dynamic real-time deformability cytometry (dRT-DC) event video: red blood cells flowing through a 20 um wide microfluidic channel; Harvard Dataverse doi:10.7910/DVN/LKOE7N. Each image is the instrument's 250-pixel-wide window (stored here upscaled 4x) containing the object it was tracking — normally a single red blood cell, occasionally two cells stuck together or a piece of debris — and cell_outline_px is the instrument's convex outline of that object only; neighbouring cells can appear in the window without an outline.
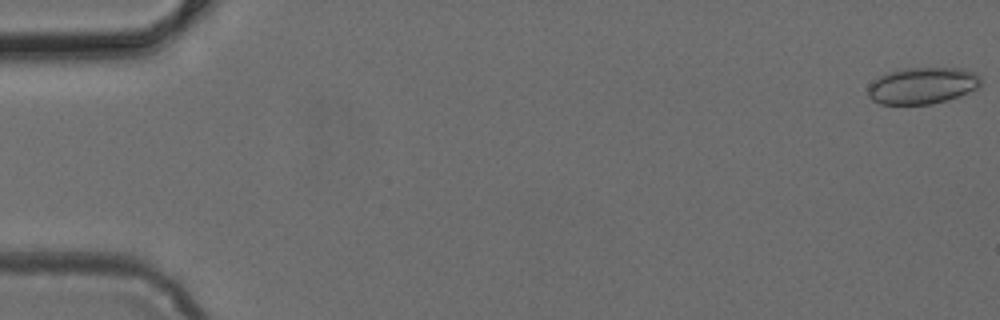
{"species": "common noctule bat (a hibernating species)", "species_latin": "Nyctalus noctula", "temperature_condition": "cold", "stored_images_in_passage": 5, "camera_frame_rate_fps": 3000, "um_per_image_px": 0.085, "animal": {"sex": "female", "body_mass_g": 24.6, "forearm_length_mm": 56.2}, "frame": {"image": 1, "passage_image": 1, "time_ms": 0.0, "image_size_px": [1000, 320], "cell_outline_px": [[980, 88], [960, 96], [948, 100], [928, 104], [880, 104], [872, 100], [868, 96], [868, 84], [880, 76], [888, 72], [904, 68], [964, 68], [976, 72], [980, 76]], "centroid_in_image_um": [78.43, 7.27], "position_along_channel_um": 6.6, "area_um2": 24.33}}
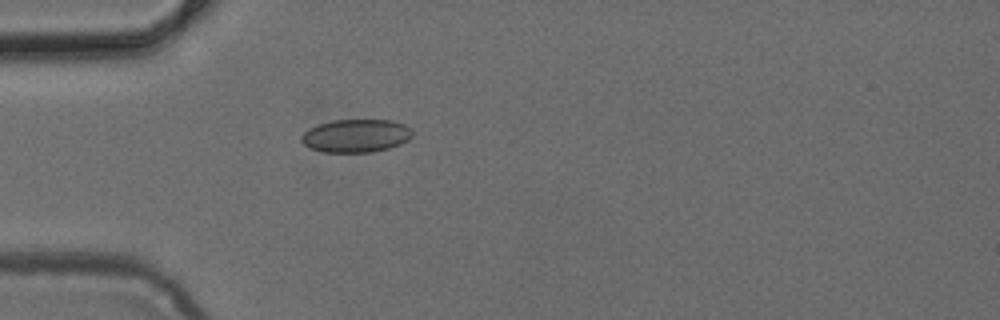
{"frame": {"image": 2, "passage_image": 5, "time_ms": 1.333, "image_size_px": [1000, 320], "cell_outline_px": [[412, 136], [408, 140], [400, 144], [388, 148], [372, 152], [324, 152], [312, 148], [304, 144], [300, 140], [300, 136], [308, 128], [332, 120], [392, 120], [404, 124], [412, 128]], "centroid_in_image_um": [30.27, 11.53], "position_along_channel_um": 54.7, "area_um2": 21.44}}